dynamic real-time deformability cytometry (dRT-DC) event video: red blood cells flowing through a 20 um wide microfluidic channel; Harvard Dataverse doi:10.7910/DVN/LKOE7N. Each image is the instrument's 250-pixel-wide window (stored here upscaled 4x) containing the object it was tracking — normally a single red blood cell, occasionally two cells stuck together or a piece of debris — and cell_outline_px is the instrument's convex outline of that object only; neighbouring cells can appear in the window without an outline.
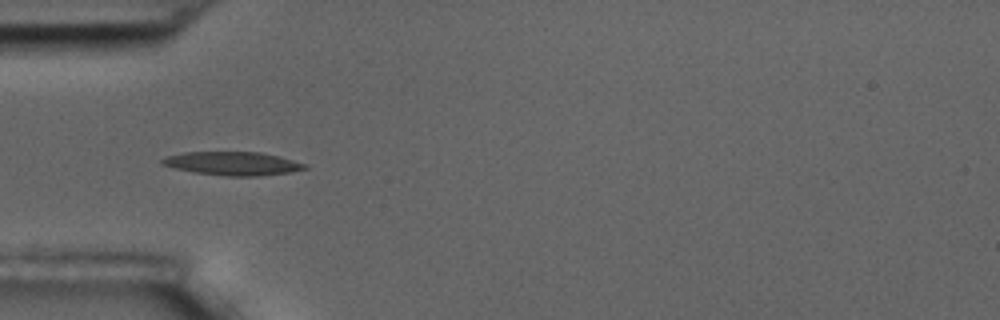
{"species": "common noctule bat (a hibernating species)", "species_latin": "Nyctalus noctula", "temperature_condition": "room temperature", "stored_images_in_passage": 39, "camera_frame_rate_fps": 3000, "um_per_image_px": 0.085, "animal": {"sex": "male", "body_mass_g": 17.5, "forearm_length_mm": 52.3}, "frame": {"image": 1, "passage_image": 1, "time_ms": 0.0, "image_size_px": [1000, 320], "cell_outline_px": [[308, 168], [288, 172], [256, 176], [228, 176], [192, 172], [160, 164], [160, 160], [168, 156], [184, 152], [260, 152], [308, 164]], "centroid_in_image_um": [19.75, 13.9], "position_along_channel_um": 65.2, "area_um2": 19.31}}
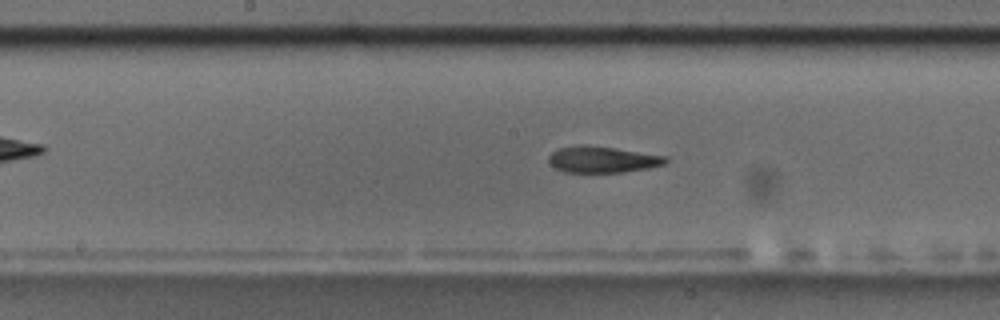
{"frame": {"image": 2, "passage_image": 12, "time_ms": 3.667, "image_size_px": [1000, 320], "cell_outline_px": [[668, 160], [664, 164], [648, 168], [624, 172], [564, 172], [556, 168], [548, 160], [548, 156], [556, 148], [580, 144], [584, 144], [668, 156]], "centroid_in_image_um": [51.18, 13.55], "position_along_channel_um": 197.0, "area_um2": 17.92}}
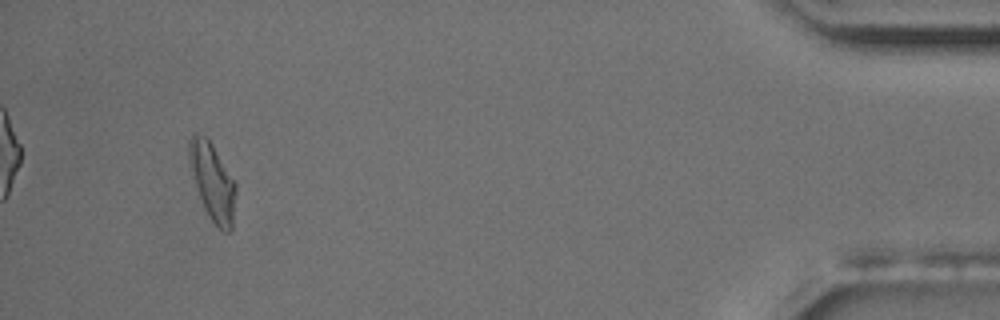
{"frame": {"image": 3, "passage_image": 36, "time_ms": 11.667, "image_size_px": [1000, 320], "cell_outline_px": [[236, 192], [232, 228], [228, 232], [224, 232], [212, 220], [204, 208], [196, 184], [188, 152], [188, 140], [192, 132], [196, 132], [204, 136], [212, 144], [236, 184]], "centroid_in_image_um": [18.07, 15.42], "position_along_channel_um": 417.1, "area_um2": 20.4}, "authors_computed_cell_mechanics": {"area_um2": 18.9584, "velocity_mm_per_s": 3.6246, "shape_relaxation_time_tau1_ms": 7.982, "shape_relaxation_time_tau2_ms": 4.4298, "deformation_change_tau1": 0.2244, "deformation_change_tau2": 0.1316}}